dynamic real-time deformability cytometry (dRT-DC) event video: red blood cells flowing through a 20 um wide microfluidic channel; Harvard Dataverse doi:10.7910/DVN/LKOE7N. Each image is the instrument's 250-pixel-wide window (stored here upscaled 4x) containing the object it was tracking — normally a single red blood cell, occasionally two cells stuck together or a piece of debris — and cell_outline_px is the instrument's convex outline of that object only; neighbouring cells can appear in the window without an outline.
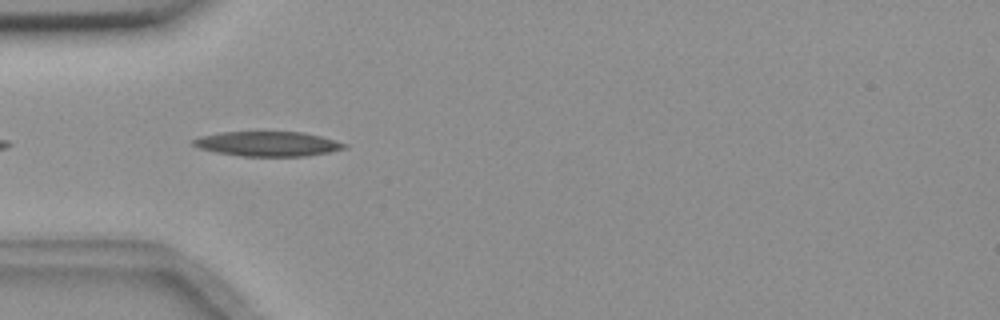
{"species": "common noctule bat (a hibernating species)", "species_latin": "Nyctalus noctula", "temperature_condition": "room temperature", "stored_images_in_passage": 7, "camera_frame_rate_fps": 3000, "um_per_image_px": 0.085, "animal": {"sex": "female", "body_mass_g": 18.4}, "frame": {"image": 1, "passage_image": 4, "time_ms": 1.0, "image_size_px": [1000, 320], "cell_outline_px": [[348, 148], [328, 152], [304, 156], [240, 156], [216, 152], [200, 148], [192, 144], [192, 140], [200, 136], [220, 132], [304, 132], [320, 136], [348, 144]], "centroid_in_image_um": [22.76, 12.22], "position_along_channel_um": 62.2, "area_um2": 21.73}}